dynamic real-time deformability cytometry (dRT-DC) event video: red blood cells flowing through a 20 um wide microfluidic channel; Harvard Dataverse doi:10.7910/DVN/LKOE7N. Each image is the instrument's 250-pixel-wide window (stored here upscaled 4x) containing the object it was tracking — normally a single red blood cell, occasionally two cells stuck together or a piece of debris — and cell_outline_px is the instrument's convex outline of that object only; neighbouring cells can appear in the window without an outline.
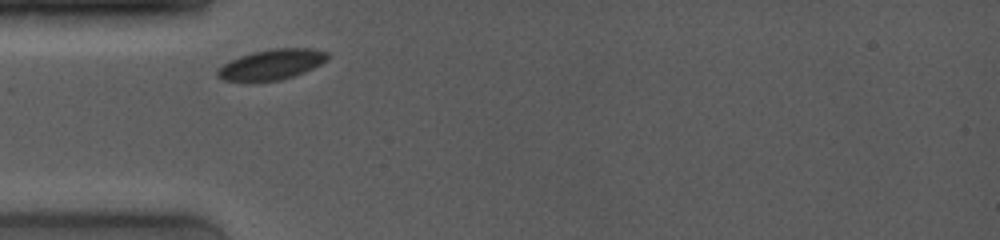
{"species": "common noctule bat (a hibernating species)", "species_latin": "Nyctalus noctula", "temperature_condition": "room temperature", "stored_images_in_passage": 16, "camera_frame_rate_fps": 4000, "um_per_image_px": 0.085, "animal": {"sex": "female", "body_mass_g": 19.0, "forearm_length_mm": 53.3}, "frame": {"image": 1, "passage_image": 1, "time_ms": 0.0, "image_size_px": [1000, 240], "cell_outline_px": [[328, 60], [304, 72], [280, 80], [244, 84], [220, 80], [216, 76], [216, 72], [224, 64], [240, 56], [252, 52], [272, 48], [312, 48], [328, 52]], "centroid_in_image_um": [23.03, 5.52], "position_along_channel_um": 62.0, "area_um2": 20.0}}
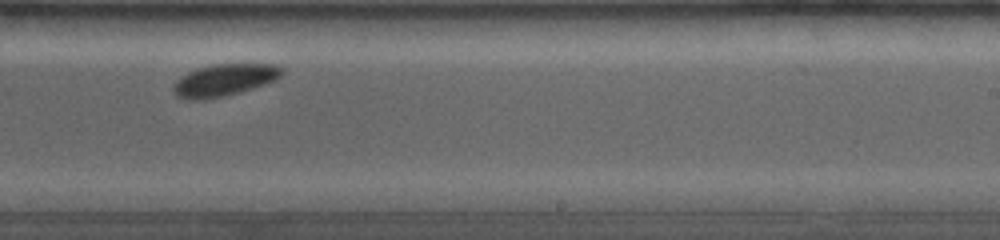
{"frame": {"image": 2, "passage_image": 11, "time_ms": 5.5, "image_size_px": [1000, 240], "cell_outline_px": [[284, 72], [276, 80], [240, 92], [224, 96], [200, 100], [192, 100], [176, 96], [172, 92], [172, 88], [188, 72], [196, 68], [212, 64], [276, 64], [284, 68]], "centroid_in_image_um": [19.1, 6.8], "position_along_channel_um": 269.9, "area_um2": 20.11}}
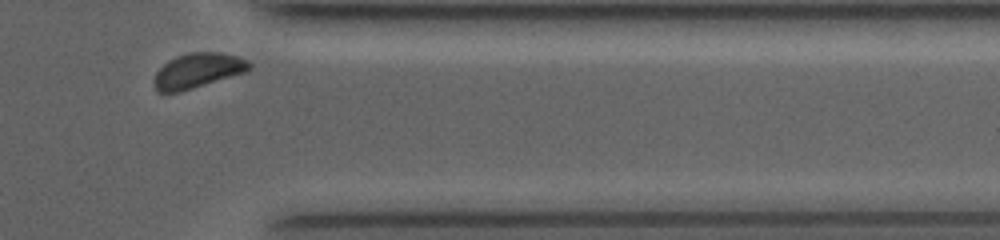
{"frame": {"image": 3, "passage_image": 16, "time_ms": 8.75, "image_size_px": [1000, 240], "cell_outline_px": [[252, 68], [248, 72], [180, 92], [156, 92], [152, 80], [156, 72], [168, 60], [176, 56], [188, 52], [220, 52], [236, 56], [248, 60], [252, 64]], "centroid_in_image_um": [16.82, 6.0], "position_along_channel_um": 394.6, "area_um2": 19.71}, "authors_computed_cell_mechanics": {"area_um2": 20.0277, "velocity_mm_per_s": 3.8272, "shape_relaxation_time_tau1_ms": 0.7149, "shape_relaxation_time_tau2_ms": null, "deformation_change_tau1": 0.0376, "deformation_change_tau2": null}}